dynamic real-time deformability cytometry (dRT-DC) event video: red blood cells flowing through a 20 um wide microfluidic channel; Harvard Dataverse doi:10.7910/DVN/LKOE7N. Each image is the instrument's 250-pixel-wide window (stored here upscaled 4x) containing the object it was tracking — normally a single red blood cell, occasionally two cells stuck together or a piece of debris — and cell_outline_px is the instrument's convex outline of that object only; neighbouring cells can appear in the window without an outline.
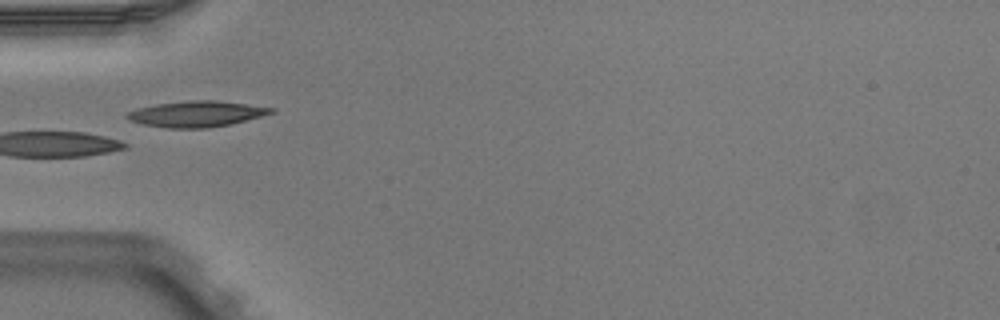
{"species": "Egyptian fruit bat (a non-hibernating species)", "species_latin": "Rousettus aegyptiacus", "temperature_condition": "warm", "stored_images_in_passage": 6, "camera_frame_rate_fps": 3000, "um_per_image_px": 0.085, "animal": {"sex": "male"}, "frame": {"image": 1, "passage_image": 5, "time_ms": 1.333, "image_size_px": [1000, 320], "cell_outline_px": [[276, 112], [232, 124], [208, 128], [168, 128], [144, 124], [128, 120], [124, 116], [128, 112], [136, 108], [156, 104], [188, 100], [212, 100], [276, 108]], "centroid_in_image_um": [16.69, 9.68], "position_along_channel_um": 68.3, "area_um2": 21.73}}
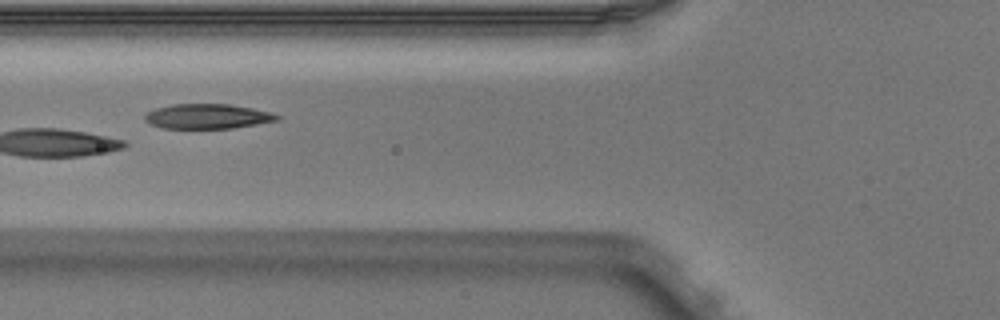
{"frame": {"image": 2, "passage_image": 6, "time_ms": 1.667, "image_size_px": [1000, 320], "cell_outline_px": [[280, 120], [232, 128], [164, 128], [152, 124], [144, 120], [144, 116], [148, 112], [156, 108], [172, 104], [228, 104], [252, 108], [272, 112], [280, 116]], "centroid_in_image_um": [17.66, 9.88], "position_along_channel_um": 108.1, "area_um2": 19.02}}